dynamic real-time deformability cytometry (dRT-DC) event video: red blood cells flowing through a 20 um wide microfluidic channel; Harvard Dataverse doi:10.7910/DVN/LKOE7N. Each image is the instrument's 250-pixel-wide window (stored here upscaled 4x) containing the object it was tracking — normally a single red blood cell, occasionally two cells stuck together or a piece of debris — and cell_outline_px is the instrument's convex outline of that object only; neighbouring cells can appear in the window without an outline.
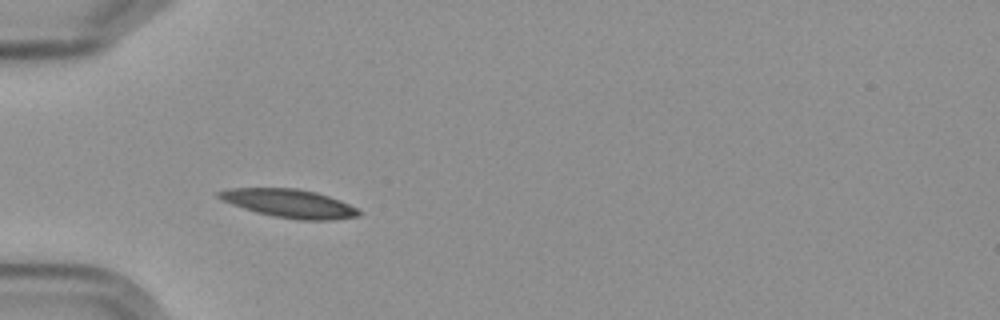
{"species": "Egyptian fruit bat (a non-hibernating species)", "species_latin": "Rousettus aegyptiacus", "temperature_condition": "cold", "stored_images_in_passage": 6, "camera_frame_rate_fps": 3000, "um_per_image_px": 0.085, "frame": {"image": 1, "passage_image": 4, "time_ms": 3.333, "image_size_px": [1000, 320], "cell_outline_px": [[364, 212], [360, 216], [336, 220], [296, 220], [256, 212], [220, 200], [216, 196], [216, 192], [232, 188], [296, 188], [316, 192], [340, 200]], "centroid_in_image_um": [24.62, 17.29], "position_along_channel_um": 60.4, "area_um2": 23.24}}
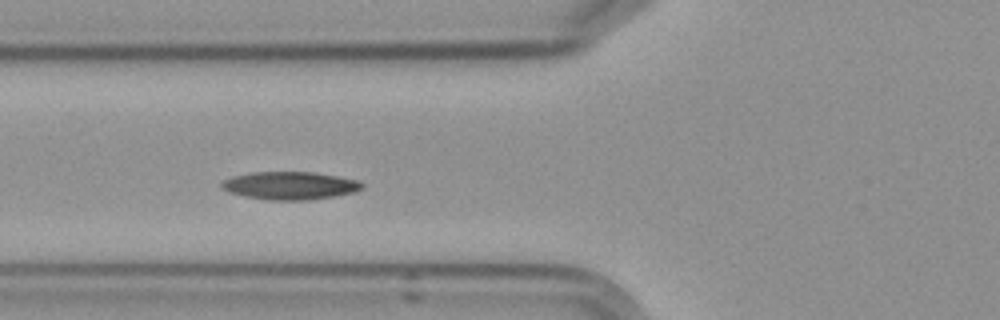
{"frame": {"image": 2, "passage_image": 5, "time_ms": 4.667, "image_size_px": [1000, 320], "cell_outline_px": [[364, 188], [356, 192], [308, 200], [264, 200], [244, 196], [228, 192], [220, 188], [220, 184], [224, 180], [232, 176], [252, 172], [312, 172], [360, 180], [364, 184]], "centroid_in_image_um": [24.64, 15.78], "position_along_channel_um": 101.2, "area_um2": 23.0}}